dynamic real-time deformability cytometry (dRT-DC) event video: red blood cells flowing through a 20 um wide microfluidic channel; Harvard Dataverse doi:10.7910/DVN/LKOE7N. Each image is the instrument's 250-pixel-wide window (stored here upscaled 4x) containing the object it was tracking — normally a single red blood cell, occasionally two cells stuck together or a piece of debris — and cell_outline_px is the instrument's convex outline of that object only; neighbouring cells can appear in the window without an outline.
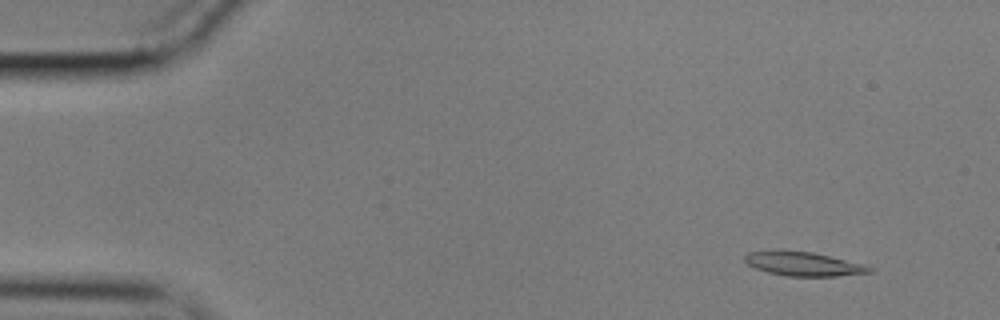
{"species": "common noctule bat (a hibernating species)", "species_latin": "Nyctalus noctula", "temperature_condition": "cold", "stored_images_in_passage": 57, "segment_of_instrument_passage": [1, 2], "camera_frame_rate_fps": 3000, "um_per_image_px": 0.085, "animal": {"sex": "male", "body_mass_g": 17.9}, "frame": {"image": 1, "passage_image": 4, "time_ms": 1.0, "image_size_px": [1000, 320], "cell_outline_px": [[876, 268], [872, 272], [836, 276], [784, 276], [768, 272], [756, 268], [748, 264], [744, 260], [744, 256], [748, 252], [776, 248], [780, 248], [812, 252], [864, 264]], "centroid_in_image_um": [68.25, 22.4], "position_along_channel_um": 16.7, "area_um2": 17.92}}
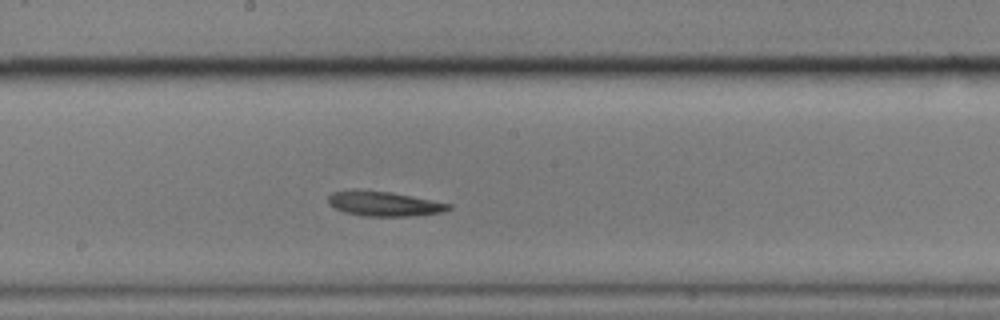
{"frame": {"image": 2, "passage_image": 30, "time_ms": 9.667, "image_size_px": [1000, 320], "cell_outline_px": [[452, 208], [444, 212], [416, 216], [364, 216], [344, 212], [328, 204], [328, 196], [332, 192], [388, 192], [452, 204]], "centroid_in_image_um": [32.72, 17.37], "position_along_channel_um": 215.5, "area_um2": 16.7}}
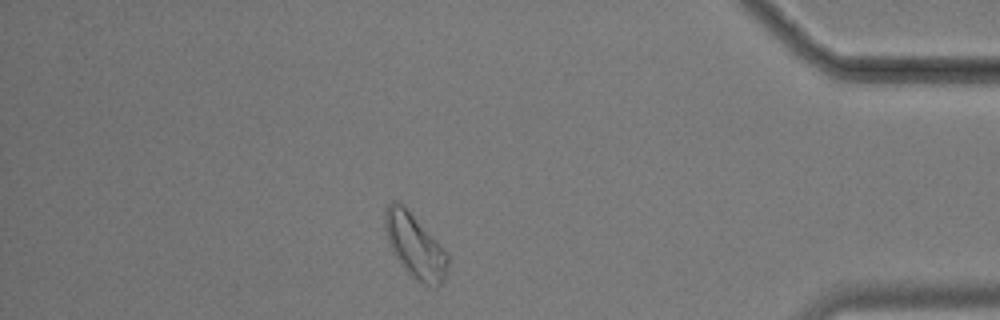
{"frame": {"image": 3, "passage_image": 49, "time_ms": 16.0, "image_size_px": [1000, 320], "cell_outline_px": [[448, 268], [444, 280], [436, 288], [424, 284], [416, 280], [404, 268], [392, 252], [388, 244], [384, 228], [384, 208], [392, 200], [396, 200], [404, 204], [448, 252]], "centroid_in_image_um": [35.26, 20.86], "position_along_channel_um": 399.9, "area_um2": 23.99}}